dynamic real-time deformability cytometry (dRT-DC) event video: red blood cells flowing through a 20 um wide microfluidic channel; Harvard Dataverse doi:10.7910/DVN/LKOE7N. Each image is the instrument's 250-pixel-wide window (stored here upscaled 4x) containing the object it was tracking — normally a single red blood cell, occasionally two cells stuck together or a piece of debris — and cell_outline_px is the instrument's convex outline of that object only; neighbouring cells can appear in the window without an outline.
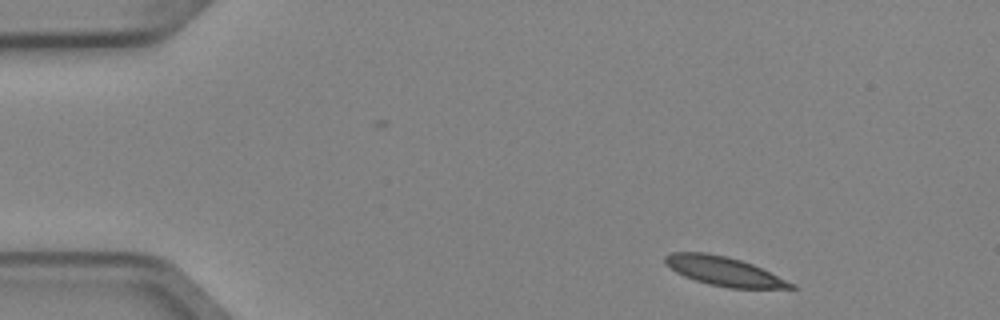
{"species": "Egyptian fruit bat (a non-hibernating species)", "species_latin": "Rousettus aegyptiacus", "temperature_condition": "cold", "stored_images_in_passage": 4, "camera_frame_rate_fps": 3000, "um_per_image_px": 0.085, "animal": {"sex": "female"}, "frame": {"image": 1, "passage_image": 1, "time_ms": 0.0, "image_size_px": [1000, 320], "cell_outline_px": [[796, 288], [728, 288], [708, 284], [684, 276], [676, 272], [664, 264], [664, 256], [672, 252], [704, 252], [728, 256], [752, 264], [796, 284]], "centroid_in_image_um": [61.5, 23.05], "position_along_channel_um": 23.5, "area_um2": 21.27}}
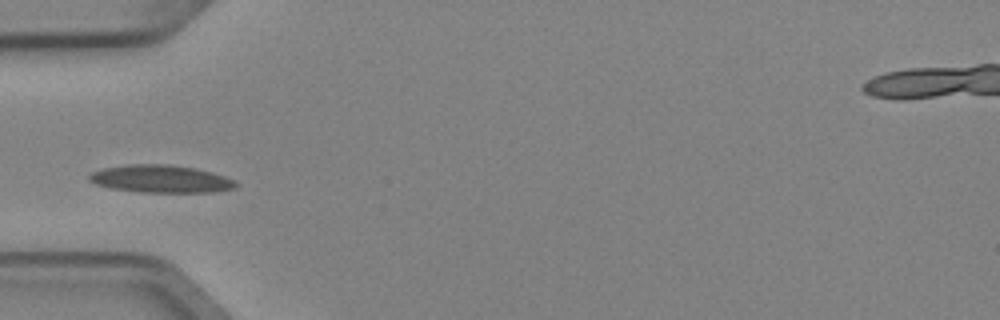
{"frame": {"image": 2, "passage_image": 4, "time_ms": 1.0, "image_size_px": [1000, 320], "cell_outline_px": [[240, 184], [236, 188], [212, 192], [140, 192], [108, 188], [96, 184], [88, 180], [88, 176], [92, 172], [104, 168], [128, 164], [168, 164], [196, 168], [212, 172], [236, 180]], "centroid_in_image_um": [13.69, 15.21], "position_along_channel_um": 71.3, "area_um2": 23.81}}